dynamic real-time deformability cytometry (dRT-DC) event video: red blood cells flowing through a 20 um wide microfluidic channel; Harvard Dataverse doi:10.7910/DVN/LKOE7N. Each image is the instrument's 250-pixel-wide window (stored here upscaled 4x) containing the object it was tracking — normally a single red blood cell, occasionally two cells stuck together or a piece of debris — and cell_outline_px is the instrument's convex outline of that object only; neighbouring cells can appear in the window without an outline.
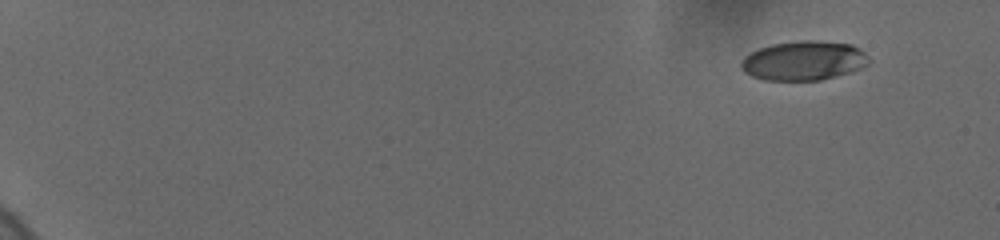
{"species": "human", "species_latin": "Homo sapiens", "temperature_condition": "cold", "stored_images_in_passage": 46, "camera_frame_rate_fps": 3000, "um_per_image_px": 0.085, "donor": {"sex": "female"}, "frame": {"image": 1, "passage_image": 1, "time_ms": 0.0, "image_size_px": [1000, 240], "cell_outline_px": [[872, 60], [868, 64], [860, 68], [836, 76], [820, 80], [764, 80], [752, 76], [744, 72], [740, 64], [744, 56], [760, 48], [772, 44], [800, 40], [816, 40], [852, 44], [860, 48]], "centroid_in_image_um": [68.33, 5.15], "position_along_channel_um": 16.7, "area_um2": 29.36}}
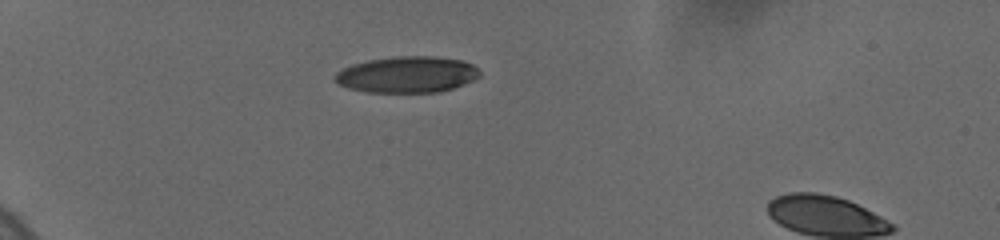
{"frame": {"image": 2, "passage_image": 39, "time_ms": 4.667, "image_size_px": [1000, 240], "cell_outline_px": [[480, 76], [472, 80], [452, 88], [440, 92], [368, 92], [348, 88], [336, 84], [332, 80], [332, 76], [336, 72], [352, 64], [368, 60], [400, 56], [436, 56], [460, 60], [472, 64], [480, 72]], "centroid_in_image_um": [34.54, 6.34], "position_along_channel_um": 50.5, "area_um2": 30.63}}